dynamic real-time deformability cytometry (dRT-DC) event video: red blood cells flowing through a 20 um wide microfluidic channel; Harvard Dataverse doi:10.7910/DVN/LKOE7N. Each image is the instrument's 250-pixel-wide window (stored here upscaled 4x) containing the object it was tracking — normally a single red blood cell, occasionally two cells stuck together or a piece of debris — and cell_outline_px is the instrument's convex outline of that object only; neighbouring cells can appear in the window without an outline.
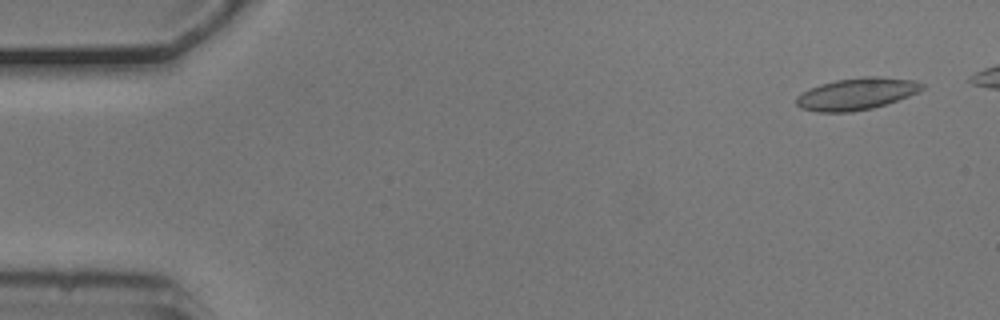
{"species": "common noctule bat (a hibernating species)", "species_latin": "Nyctalus noctula", "temperature_condition": "cold", "stored_images_in_passage": 12, "camera_frame_rate_fps": 3000, "um_per_image_px": 0.085, "animal": {"sex": "male", "body_mass_g": 20.5, "forearm_length_mm": 52.5}, "frame": {"image": 1, "passage_image": 3, "time_ms": 0.667, "image_size_px": [1000, 320], "cell_outline_px": [[924, 88], [908, 96], [872, 108], [852, 112], [816, 112], [800, 108], [796, 104], [796, 96], [808, 88], [820, 84], [836, 80], [864, 76], [876, 76], [916, 80], [924, 84]], "centroid_in_image_um": [72.77, 7.97], "position_along_channel_um": 12.2, "area_um2": 23.41}}